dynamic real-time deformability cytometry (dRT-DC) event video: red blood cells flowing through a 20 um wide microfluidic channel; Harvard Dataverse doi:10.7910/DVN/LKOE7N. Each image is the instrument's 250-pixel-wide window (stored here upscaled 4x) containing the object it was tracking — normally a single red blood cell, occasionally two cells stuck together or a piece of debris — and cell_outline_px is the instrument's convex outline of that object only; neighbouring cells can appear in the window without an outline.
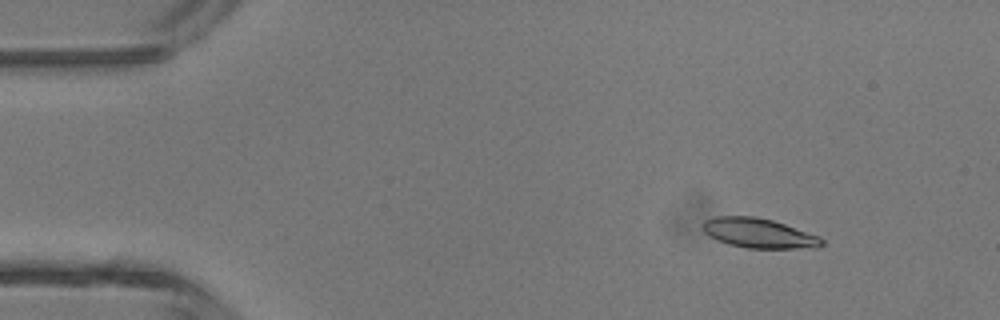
{"species": "common noctule bat (a hibernating species)", "species_latin": "Nyctalus noctula", "temperature_condition": "room temperature", "stored_images_in_passage": 43, "camera_frame_rate_fps": 3000, "um_per_image_px": 0.085, "animal": {"sex": "male", "body_mass_g": 13.3}, "frame": {"image": 1, "passage_image": 3, "time_ms": 0.667, "image_size_px": [1000, 320], "cell_outline_px": [[824, 244], [816, 248], [748, 248], [728, 244], [716, 240], [708, 236], [704, 232], [704, 220], [716, 216], [756, 216], [772, 220], [820, 236], [824, 240]], "centroid_in_image_um": [64.51, 19.82], "position_along_channel_um": 20.5, "area_um2": 20.63}}
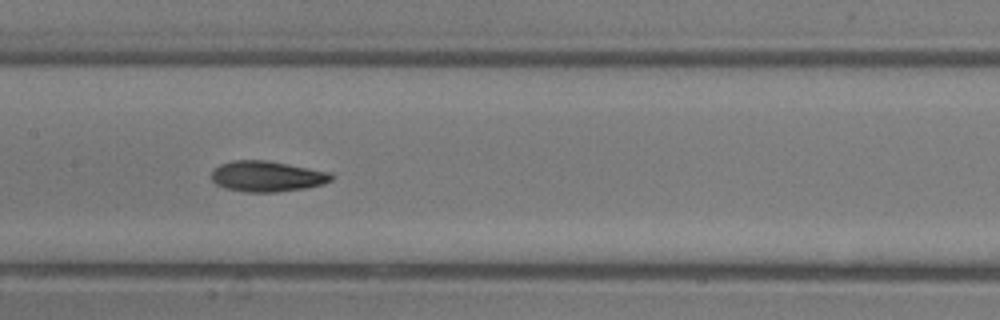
{"frame": {"image": 2, "passage_image": 20, "time_ms": 6.333, "image_size_px": [1000, 320], "cell_outline_px": [[332, 180], [324, 184], [304, 188], [276, 192], [244, 192], [224, 188], [216, 184], [212, 180], [212, 168], [220, 164], [232, 160], [268, 160], [332, 172]], "centroid_in_image_um": [22.68, 14.98], "position_along_channel_um": 184.7, "area_um2": 21.68}}
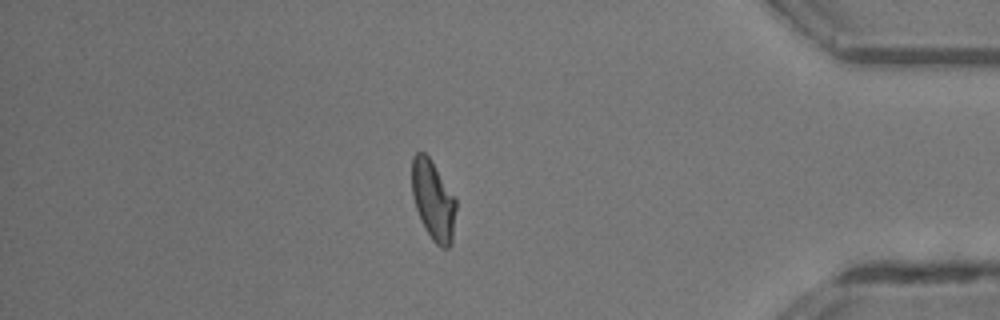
{"frame": {"image": 3, "passage_image": 37, "time_ms": 12.0, "image_size_px": [1000, 320], "cell_outline_px": [[456, 208], [452, 244], [448, 248], [440, 248], [432, 240], [416, 208], [412, 196], [412, 156], [416, 152], [424, 152], [428, 156], [456, 200]], "centroid_in_image_um": [36.82, 17.04], "position_along_channel_um": 398.4, "area_um2": 20.11}, "authors_computed_cell_mechanics": {"area_um2": 20.808, "velocity_mm_per_s": 4.4381, "shape_relaxation_time_tau1_ms": 5.7256, "shape_relaxation_time_tau2_ms": 3.446, "deformation_change_tau1": 0.184, "deformation_change_tau2": 0.0949}}